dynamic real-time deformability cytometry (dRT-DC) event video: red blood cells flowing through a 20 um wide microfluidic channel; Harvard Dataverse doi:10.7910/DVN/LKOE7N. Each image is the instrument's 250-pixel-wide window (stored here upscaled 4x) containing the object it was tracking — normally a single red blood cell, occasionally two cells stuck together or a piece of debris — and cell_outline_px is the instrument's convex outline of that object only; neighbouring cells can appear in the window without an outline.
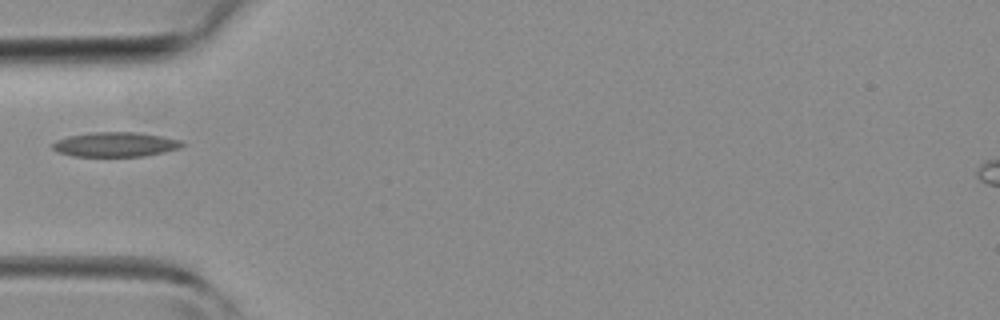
{"species": "common noctule bat (a hibernating species)", "species_latin": "Nyctalus noctula", "temperature_condition": "room temperature", "stored_images_in_passage": 13, "camera_frame_rate_fps": 3000, "um_per_image_px": 0.085, "animal": {"sex": "female", "body_mass_g": 19.3, "forearm_length_mm": 54.1}, "frame": {"image": 1, "passage_image": 1, "time_ms": 0.0, "image_size_px": [1000, 320], "cell_outline_px": [[184, 144], [180, 148], [164, 152], [144, 156], [72, 156], [56, 152], [52, 148], [52, 144], [56, 140], [68, 136], [92, 132], [136, 132], [160, 136], [180, 140]], "centroid_in_image_um": [9.77, 12.28], "position_along_channel_um": 75.2, "area_um2": 18.55}}
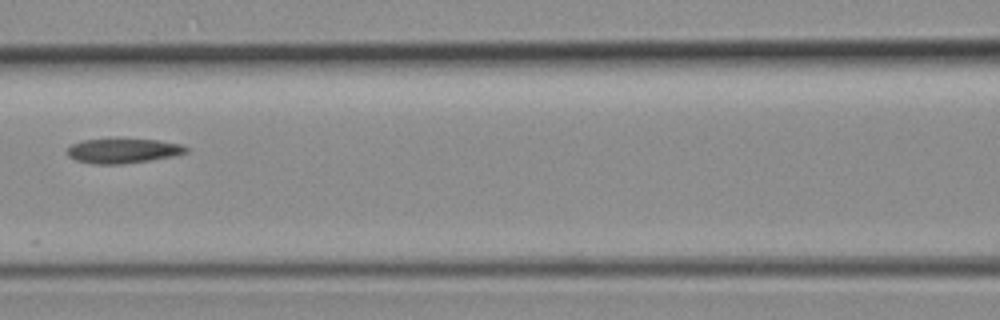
{"frame": {"image": 2, "passage_image": 6, "time_ms": 1.667, "image_size_px": [1000, 320], "cell_outline_px": [[188, 152], [176, 156], [124, 164], [92, 164], [76, 160], [68, 156], [68, 148], [72, 144], [84, 140], [156, 140], [180, 144], [188, 148]], "centroid_in_image_um": [10.48, 12.84], "position_along_channel_um": 156.1, "area_um2": 16.82}}
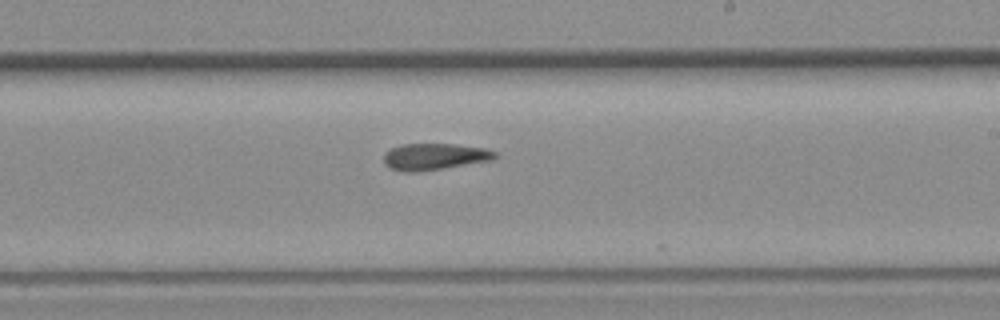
{"frame": {"image": 3, "passage_image": 12, "time_ms": 3.667, "image_size_px": [1000, 320], "cell_outline_px": [[500, 156], [492, 160], [444, 168], [416, 172], [404, 172], [392, 168], [384, 164], [384, 152], [392, 148], [404, 144], [456, 144], [484, 148], [496, 152]], "centroid_in_image_um": [36.95, 13.31], "position_along_channel_um": 252.0, "area_um2": 17.22}}